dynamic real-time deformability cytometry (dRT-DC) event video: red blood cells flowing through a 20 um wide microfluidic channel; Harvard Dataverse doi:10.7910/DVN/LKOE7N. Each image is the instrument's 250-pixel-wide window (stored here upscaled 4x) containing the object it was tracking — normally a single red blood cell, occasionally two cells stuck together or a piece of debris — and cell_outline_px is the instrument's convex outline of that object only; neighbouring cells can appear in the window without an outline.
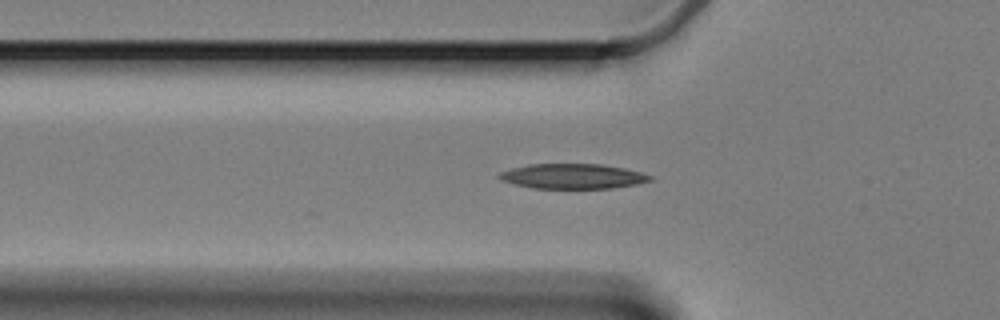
{"species": "Egyptian fruit bat (a non-hibernating species)", "species_latin": "Rousettus aegyptiacus", "temperature_condition": "cold", "stored_images_in_passage": 52, "camera_frame_rate_fps": 3000, "um_per_image_px": 0.085, "animal": {"sex": "female"}, "frame": {"image": 1, "passage_image": 18, "time_ms": 5.667, "image_size_px": [1000, 320], "cell_outline_px": [[652, 180], [636, 184], [612, 188], [532, 188], [500, 180], [496, 176], [500, 172], [512, 168], [528, 164], [600, 164], [624, 168], [640, 172], [652, 176]], "centroid_in_image_um": [48.66, 14.98], "position_along_channel_um": 77.1, "area_um2": 21.85}}
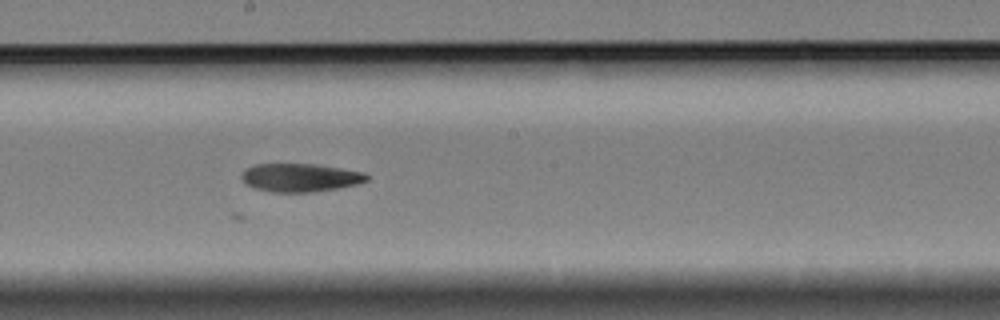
{"frame": {"image": 2, "passage_image": 31, "time_ms": 10.0, "image_size_px": [1000, 320], "cell_outline_px": [[368, 180], [356, 184], [316, 192], [272, 192], [256, 188], [248, 184], [240, 176], [244, 168], [256, 164], [316, 164], [364, 172], [368, 176]], "centroid_in_image_um": [25.51, 15.09], "position_along_channel_um": 222.7, "area_um2": 20.52}}
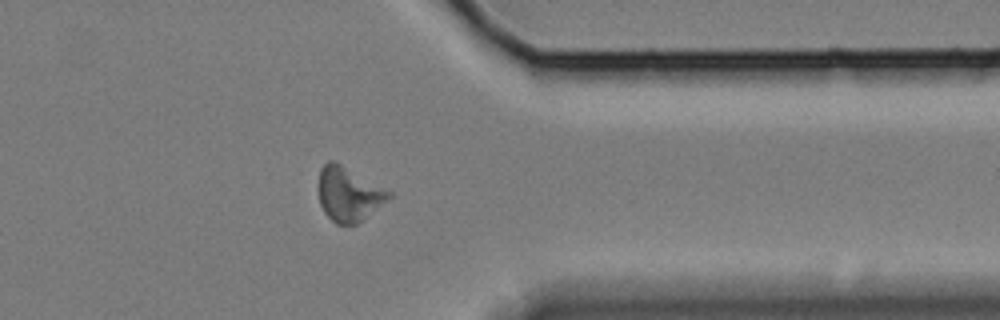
{"frame": {"image": 3, "passage_image": 46, "time_ms": 15.0, "image_size_px": [1000, 320], "cell_outline_px": [[392, 196], [364, 220], [356, 224], [336, 224], [324, 212], [320, 204], [316, 188], [316, 184], [320, 168], [328, 160], [336, 160], [392, 192]], "centroid_in_image_um": [29.59, 16.47], "position_along_channel_um": 381.8, "area_um2": 22.83}}